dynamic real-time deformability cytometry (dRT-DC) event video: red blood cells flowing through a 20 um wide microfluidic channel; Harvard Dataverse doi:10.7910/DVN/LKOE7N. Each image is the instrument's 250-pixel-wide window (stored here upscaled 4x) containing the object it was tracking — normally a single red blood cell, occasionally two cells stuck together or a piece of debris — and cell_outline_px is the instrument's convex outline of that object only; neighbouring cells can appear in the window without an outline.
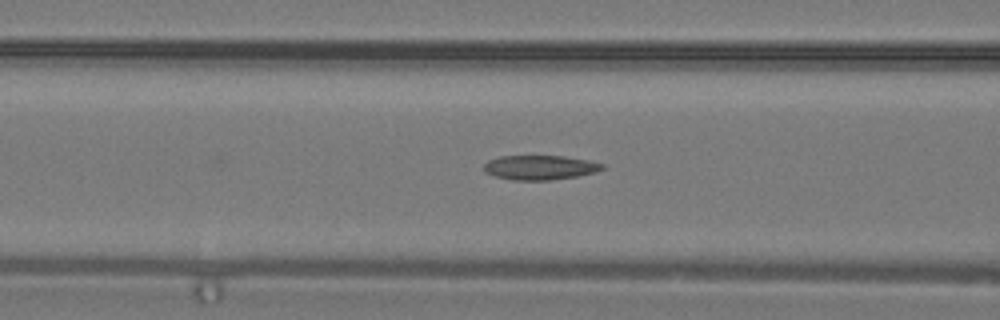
{"species": "common noctule bat (a hibernating species)", "species_latin": "Nyctalus noctula", "temperature_condition": "warm", "stored_images_in_passage": 34, "camera_frame_rate_fps": 3000, "um_per_image_px": 0.085, "animal": {"sex": "male", "body_mass_g": 19.2, "forearm_length_mm": 51.8}, "frame": {"image": 1, "passage_image": 14, "time_ms": 4.333, "image_size_px": [1000, 320], "cell_outline_px": [[608, 168], [596, 172], [576, 176], [548, 180], [512, 180], [496, 176], [484, 172], [484, 164], [488, 160], [500, 156], [564, 156], [588, 160], [604, 164]], "centroid_in_image_um": [45.92, 14.23], "position_along_channel_um": 120.7, "area_um2": 16.94}}
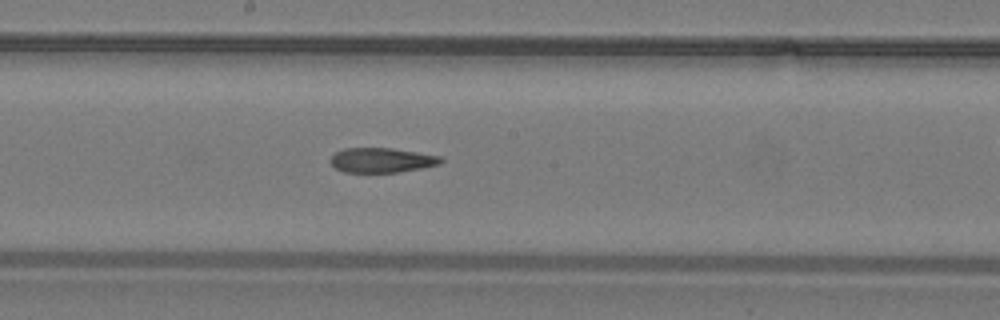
{"frame": {"image": 2, "passage_image": 19, "time_ms": 6.0, "image_size_px": [1000, 320], "cell_outline_px": [[444, 160], [440, 164], [420, 168], [396, 172], [344, 172], [336, 168], [328, 160], [336, 152], [344, 148], [392, 148], [440, 156]], "centroid_in_image_um": [32.42, 13.61], "position_along_channel_um": 215.8, "area_um2": 15.78}}
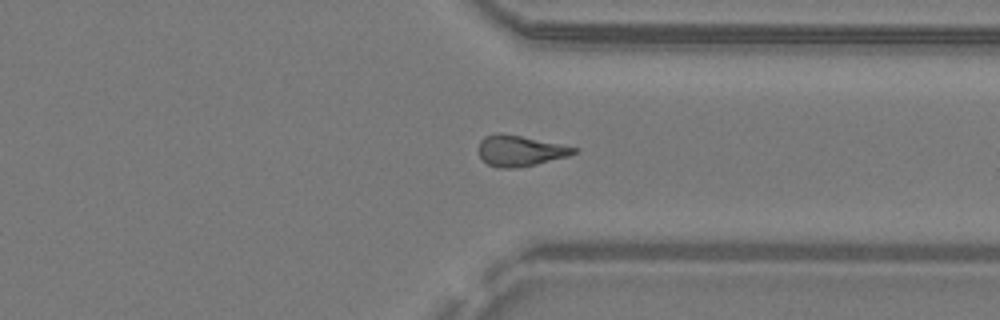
{"frame": {"image": 3, "passage_image": 27, "time_ms": 8.667, "image_size_px": [1000, 320], "cell_outline_px": [[580, 148], [576, 152], [568, 156], [536, 164], [516, 168], [496, 168], [488, 164], [480, 156], [480, 140], [484, 136], [496, 132], [520, 136]], "centroid_in_image_um": [44.2, 12.82], "position_along_channel_um": 367.2, "area_um2": 16.94}}